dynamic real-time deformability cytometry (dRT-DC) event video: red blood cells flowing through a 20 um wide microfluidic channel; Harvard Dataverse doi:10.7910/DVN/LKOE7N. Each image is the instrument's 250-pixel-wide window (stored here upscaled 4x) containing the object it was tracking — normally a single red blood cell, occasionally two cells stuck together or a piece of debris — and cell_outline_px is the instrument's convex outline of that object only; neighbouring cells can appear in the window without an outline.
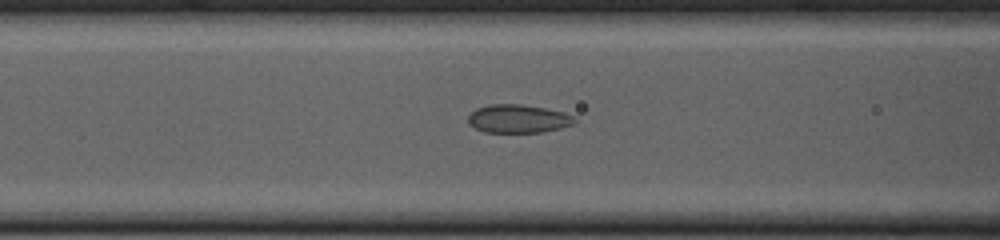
{"species": "common noctule bat (a hibernating species)", "species_latin": "Nyctalus noctula", "temperature_condition": "cold", "stored_images_in_passage": 36, "camera_frame_rate_fps": 3000, "um_per_image_px": 0.085, "animal": {"sex": "female", "body_mass_g": 23.0, "forearm_length_mm": 53.4}, "frame": {"image": 1, "passage_image": 9, "time_ms": 2.667, "image_size_px": [1000, 240], "cell_outline_px": [[576, 120], [572, 124], [560, 128], [540, 132], [484, 132], [468, 124], [468, 116], [476, 108], [488, 104], [520, 104], [544, 108], [564, 112], [572, 116]], "centroid_in_image_um": [44.0, 10.09], "position_along_channel_um": 122.6, "area_um2": 17.46}}
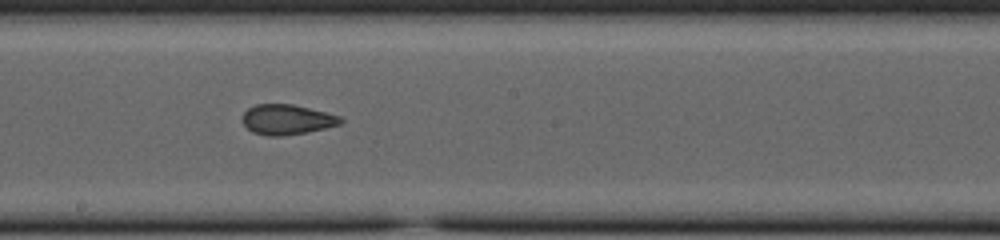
{"frame": {"image": 2, "passage_image": 17, "time_ms": 5.333, "image_size_px": [1000, 240], "cell_outline_px": [[344, 120], [340, 124], [324, 128], [304, 132], [280, 136], [268, 136], [252, 132], [240, 120], [240, 116], [248, 108], [256, 104], [292, 104], [340, 116]], "centroid_in_image_um": [24.33, 10.15], "position_along_channel_um": 223.9, "area_um2": 17.11}}
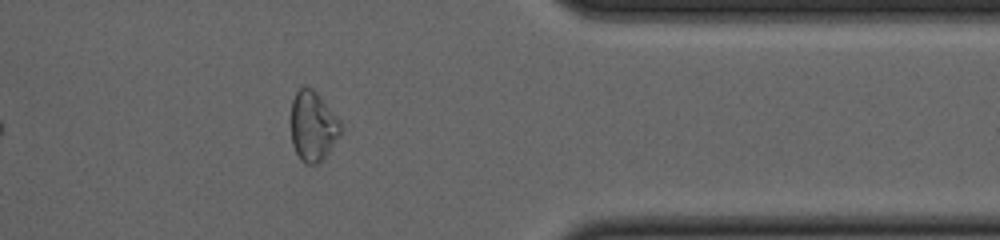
{"frame": {"image": 3, "passage_image": 31, "time_ms": 10.0, "image_size_px": [1000, 240], "cell_outline_px": [[340, 136], [328, 152], [316, 164], [304, 164], [300, 160], [292, 144], [292, 100], [296, 92], [304, 84], [312, 88], [316, 92], [340, 120]], "centroid_in_image_um": [26.59, 10.71], "position_along_channel_um": 384.8, "area_um2": 20.06}, "authors_computed_cell_mechanics": {"area_um2": 17.8891, "velocity_mm_per_s": 3.8031, "shape_relaxation_time_tau1_ms": null, "shape_relaxation_time_tau2_ms": 1.4972, "deformation_change_tau1": null, "deformation_change_tau2": 0.0894}}